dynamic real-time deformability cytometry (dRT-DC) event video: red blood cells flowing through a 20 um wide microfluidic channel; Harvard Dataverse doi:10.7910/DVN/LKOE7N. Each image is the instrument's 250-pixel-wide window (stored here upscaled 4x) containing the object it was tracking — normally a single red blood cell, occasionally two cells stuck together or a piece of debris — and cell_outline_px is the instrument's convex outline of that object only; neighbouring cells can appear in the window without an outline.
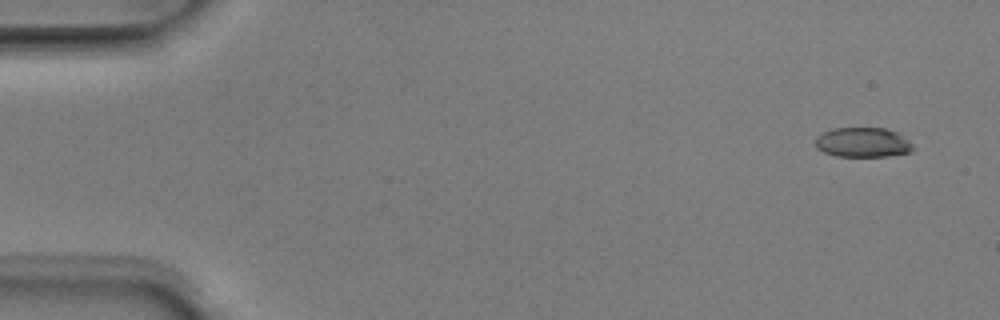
{"species": "Egyptian fruit bat (a non-hibernating species)", "species_latin": "Rousettus aegyptiacus", "temperature_condition": "room temperature", "stored_images_in_passage": 5, "camera_frame_rate_fps": 3000, "um_per_image_px": 0.085, "animal": {"sex": "male"}, "frame": {"image": 1, "passage_image": 1, "time_ms": 0.0, "image_size_px": [1000, 320], "cell_outline_px": [[916, 148], [912, 152], [888, 156], [836, 156], [824, 152], [816, 148], [816, 136], [832, 128], [888, 128], [896, 132], [908, 140]], "centroid_in_image_um": [73.36, 12.1], "position_along_channel_um": 11.6, "area_um2": 16.99}}
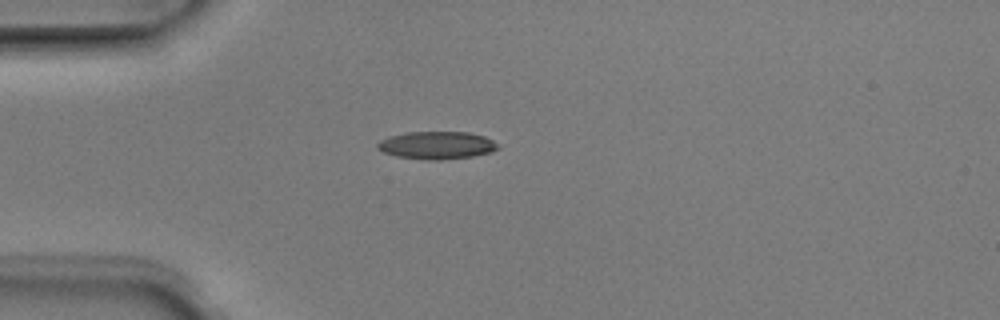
{"frame": {"image": 2, "passage_image": 4, "time_ms": 1.0, "image_size_px": [1000, 320], "cell_outline_px": [[500, 148], [492, 152], [472, 156], [440, 160], [424, 160], [396, 156], [384, 152], [376, 148], [376, 144], [380, 140], [388, 136], [408, 132], [468, 132], [484, 136], [500, 144]], "centroid_in_image_um": [37.13, 12.35], "position_along_channel_um": 47.9, "area_um2": 19.59}}